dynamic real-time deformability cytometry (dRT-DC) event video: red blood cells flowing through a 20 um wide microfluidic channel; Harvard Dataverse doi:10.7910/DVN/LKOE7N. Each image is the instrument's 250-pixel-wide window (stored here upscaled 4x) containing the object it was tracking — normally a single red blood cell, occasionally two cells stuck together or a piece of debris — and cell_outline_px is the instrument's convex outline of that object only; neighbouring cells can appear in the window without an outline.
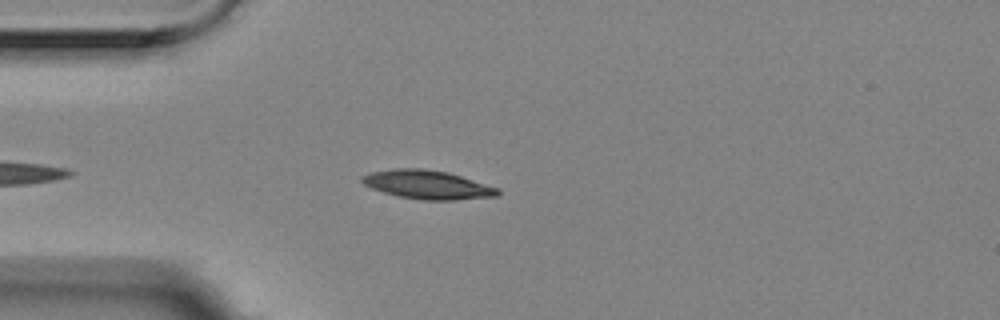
{"species": "Egyptian fruit bat (a non-hibernating species)", "species_latin": "Rousettus aegyptiacus", "temperature_condition": "room temperature", "stored_images_in_passage": 43, "camera_frame_rate_fps": 3000, "um_per_image_px": 0.085, "animal": {"sex": "female"}, "frame": {"image": 1, "passage_image": 5, "time_ms": 1.333, "image_size_px": [1000, 320], "cell_outline_px": [[500, 196], [452, 200], [424, 200], [400, 196], [384, 192], [372, 188], [364, 184], [360, 180], [360, 176], [372, 172], [392, 168], [424, 168], [448, 172], [500, 188]], "centroid_in_image_um": [36.36, 15.69], "position_along_channel_um": 48.6, "area_um2": 22.77}}
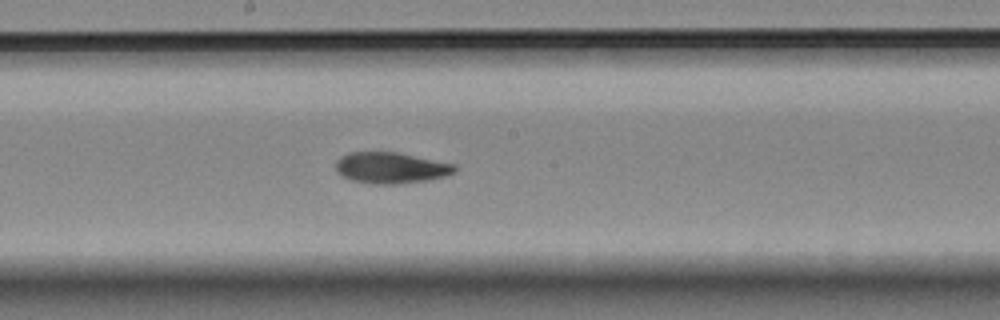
{"frame": {"image": 2, "passage_image": 20, "time_ms": 6.333, "image_size_px": [1000, 320], "cell_outline_px": [[456, 172], [444, 176], [428, 180], [396, 184], [372, 184], [348, 180], [336, 172], [336, 160], [340, 156], [352, 152], [396, 152], [456, 164]], "centroid_in_image_um": [33.2, 14.27], "position_along_channel_um": 215.0, "area_um2": 21.73}}
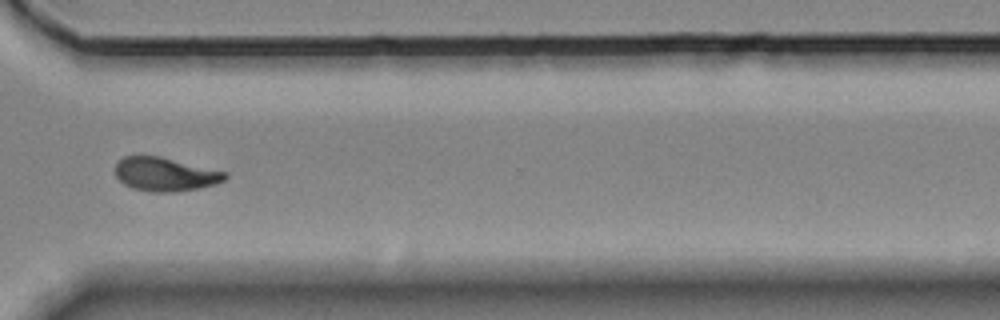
{"frame": {"image": 3, "passage_image": 32, "time_ms": 10.333, "image_size_px": [1000, 320], "cell_outline_px": [[228, 176], [224, 180], [216, 184], [200, 188], [176, 192], [152, 192], [132, 188], [124, 184], [116, 176], [116, 160], [124, 156], [160, 156], [228, 172]], "centroid_in_image_um": [14.05, 14.81], "position_along_channel_um": 356.5, "area_um2": 21.73}, "authors_computed_cell_mechanics": {"area_um2": 21.2126, "velocity_mm_per_s": 3.5406, "shape_relaxation_time_tau1_ms": 7.6402, "shape_relaxation_time_tau2_ms": 7.2077, "deformation_change_tau1": 0.2233, "deformation_change_tau2": 0.1028}}